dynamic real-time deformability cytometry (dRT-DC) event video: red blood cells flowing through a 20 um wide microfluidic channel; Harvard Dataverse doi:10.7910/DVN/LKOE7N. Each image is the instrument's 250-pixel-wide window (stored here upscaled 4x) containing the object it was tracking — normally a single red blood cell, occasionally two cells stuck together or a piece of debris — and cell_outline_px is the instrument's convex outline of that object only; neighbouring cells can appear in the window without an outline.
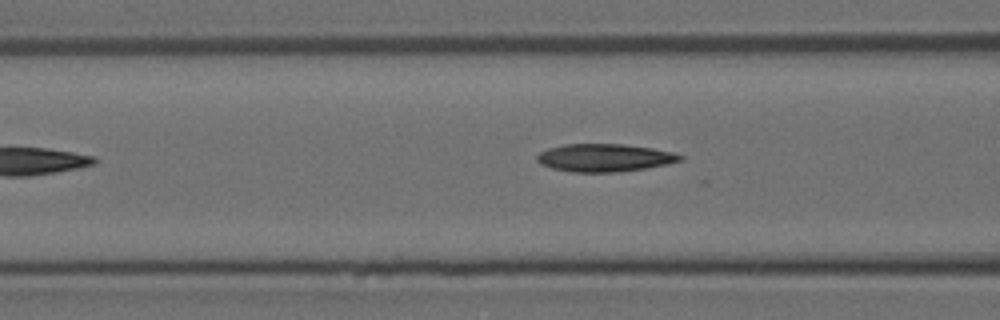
{"species": "Egyptian fruit bat (a non-hibernating species)", "species_latin": "Rousettus aegyptiacus", "temperature_condition": "room temperature", "stored_images_in_passage": 5, "camera_frame_rate_fps": 3000, "um_per_image_px": 0.085, "animal": {"sex": "female"}, "frame": {"image": 1, "passage_image": 4, "time_ms": 3.667, "image_size_px": [1000, 320], "cell_outline_px": [[684, 160], [668, 164], [620, 172], [572, 172], [552, 168], [540, 164], [536, 160], [536, 156], [540, 152], [548, 148], [564, 144], [624, 144], [652, 148], [672, 152], [684, 156]], "centroid_in_image_um": [51.38, 13.41], "position_along_channel_um": 115.2, "area_um2": 23.29}}